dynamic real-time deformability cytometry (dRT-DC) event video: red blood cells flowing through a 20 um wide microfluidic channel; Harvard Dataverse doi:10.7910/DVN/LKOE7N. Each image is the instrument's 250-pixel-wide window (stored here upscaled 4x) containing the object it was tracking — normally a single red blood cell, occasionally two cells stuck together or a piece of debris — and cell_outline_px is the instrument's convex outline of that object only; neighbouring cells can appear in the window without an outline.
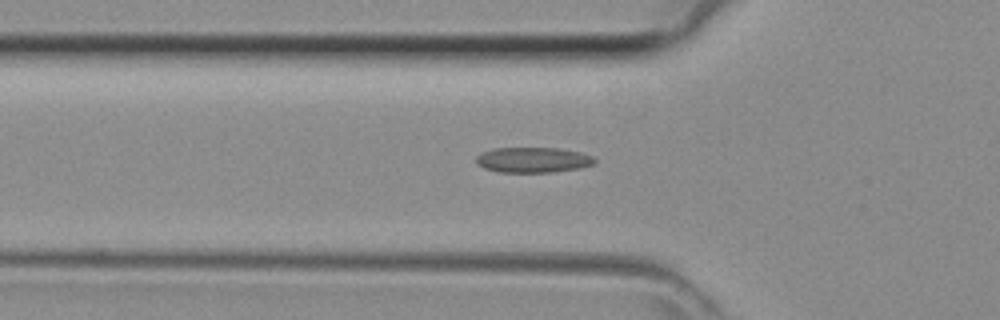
{"species": "common noctule bat (a hibernating species)", "species_latin": "Nyctalus noctula", "temperature_condition": "room temperature", "stored_images_in_passage": 45, "segment_of_instrument_passage": [1, 2], "camera_frame_rate_fps": 3000, "um_per_image_px": 0.085, "animal": {"sex": "female", "body_mass_g": 29.2, "forearm_length_mm": 56.3}, "frame": {"image": 1, "passage_image": 15, "time_ms": 4.667, "image_size_px": [1000, 320], "cell_outline_px": [[596, 160], [592, 164], [580, 168], [552, 172], [500, 172], [484, 168], [476, 164], [476, 156], [492, 148], [556, 148], [580, 152], [592, 156]], "centroid_in_image_um": [45.28, 13.59], "position_along_channel_um": 80.5, "area_um2": 17.4}}
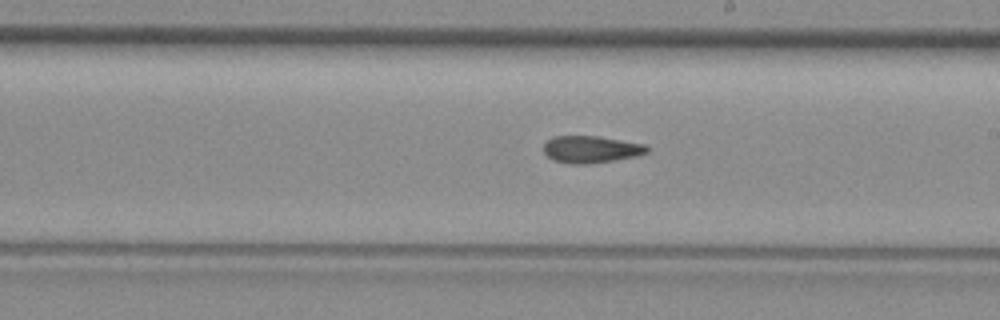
{"frame": {"image": 2, "passage_image": 25, "time_ms": 8.0, "image_size_px": [1000, 320], "cell_outline_px": [[648, 152], [636, 156], [588, 164], [568, 164], [552, 160], [544, 152], [544, 144], [552, 136], [596, 136], [644, 144], [648, 148]], "centroid_in_image_um": [50.19, 12.7], "position_along_channel_um": 238.8, "area_um2": 16.18}}
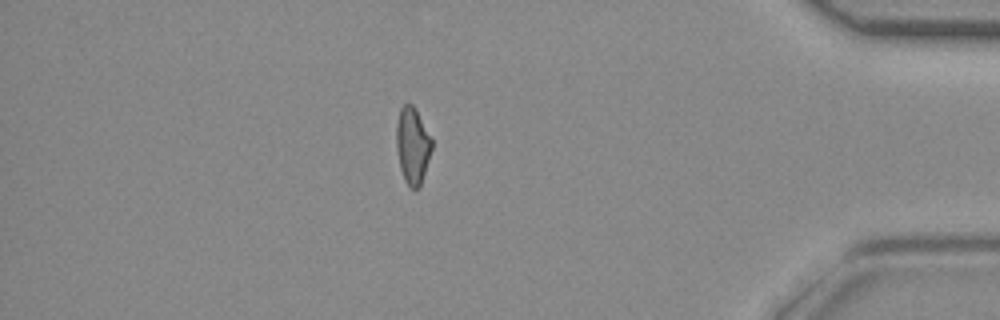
{"frame": {"image": 3, "passage_image": 38, "time_ms": 12.333, "image_size_px": [1000, 320], "cell_outline_px": [[432, 148], [420, 188], [412, 188], [404, 180], [400, 168], [396, 148], [396, 124], [400, 108], [404, 104], [412, 104], [416, 108], [432, 136]], "centroid_in_image_um": [35.07, 12.34], "position_along_channel_um": 400.1, "area_um2": 16.07}}